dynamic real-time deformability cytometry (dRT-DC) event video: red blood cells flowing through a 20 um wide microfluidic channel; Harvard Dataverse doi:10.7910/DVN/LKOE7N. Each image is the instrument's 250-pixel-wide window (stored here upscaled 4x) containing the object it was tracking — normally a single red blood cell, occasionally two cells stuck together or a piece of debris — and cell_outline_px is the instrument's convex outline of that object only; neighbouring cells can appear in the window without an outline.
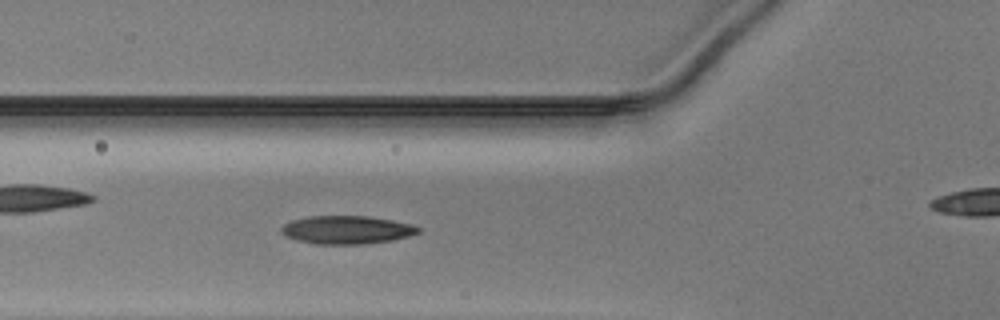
{"species": "Egyptian fruit bat (a non-hibernating species)", "species_latin": "Rousettus aegyptiacus", "temperature_condition": "warm", "stored_images_in_passage": 32, "camera_frame_rate_fps": 3000, "um_per_image_px": 0.085, "animal": {"sex": "male"}, "frame": {"image": 1, "passage_image": 6, "time_ms": 1.667, "image_size_px": [1000, 320], "cell_outline_px": [[420, 232], [408, 236], [392, 240], [360, 244], [316, 244], [284, 236], [280, 232], [280, 228], [284, 224], [292, 220], [308, 216], [368, 216], [392, 220], [412, 224], [420, 228]], "centroid_in_image_um": [29.46, 19.53], "position_along_channel_um": 96.3, "area_um2": 22.43}}
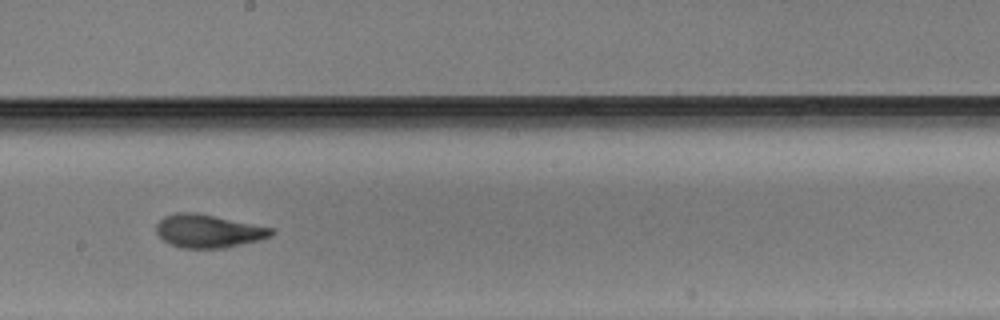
{"frame": {"image": 2, "passage_image": 16, "time_ms": 5.0, "image_size_px": [1000, 320], "cell_outline_px": [[276, 232], [272, 236], [260, 240], [224, 248], [180, 248], [168, 244], [156, 232], [156, 224], [164, 216], [176, 212], [196, 212], [276, 228]], "centroid_in_image_um": [17.74, 19.63], "position_along_channel_um": 230.5, "area_um2": 22.6}}
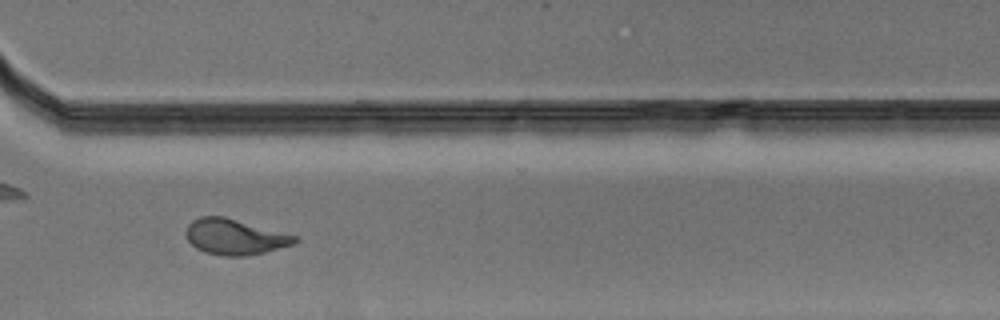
{"frame": {"image": 3, "passage_image": 25, "time_ms": 8.0, "image_size_px": [1000, 320], "cell_outline_px": [[300, 240], [292, 244], [264, 252], [244, 256], [224, 256], [204, 252], [196, 248], [188, 240], [184, 232], [188, 224], [192, 220], [200, 216], [224, 216], [296, 236]], "centroid_in_image_um": [19.9, 20.13], "position_along_channel_um": 350.7, "area_um2": 22.43}}